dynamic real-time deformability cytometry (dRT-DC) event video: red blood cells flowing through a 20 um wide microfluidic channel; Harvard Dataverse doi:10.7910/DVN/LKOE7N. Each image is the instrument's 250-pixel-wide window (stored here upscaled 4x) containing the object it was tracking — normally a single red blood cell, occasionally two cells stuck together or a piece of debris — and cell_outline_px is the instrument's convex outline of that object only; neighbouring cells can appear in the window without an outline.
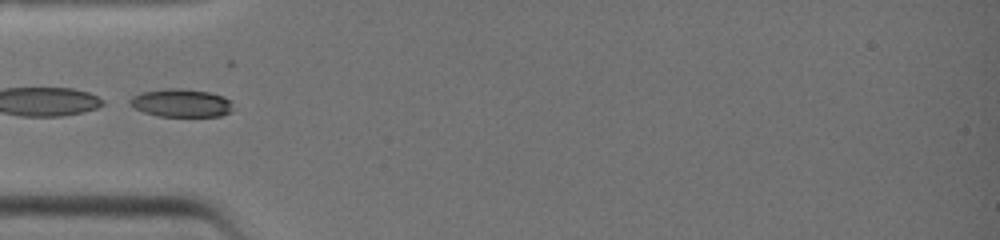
{"species": "common noctule bat (a hibernating species)", "species_latin": "Nyctalus noctula", "temperature_condition": "warm", "stored_images_in_passage": 20, "camera_frame_rate_fps": 3000, "um_per_image_px": 0.085, "animal": {"sex": "female", "body_mass_g": 19.0, "forearm_length_mm": 51.5}, "frame": {"image": 1, "passage_image": 1, "time_ms": 0.0, "image_size_px": [1000, 240], "cell_outline_px": [[232, 100], [228, 112], [220, 116], [156, 116], [144, 112], [128, 104], [128, 100], [132, 96], [140, 92], [164, 88], [184, 88], [208, 92], [224, 96]], "centroid_in_image_um": [15.34, 8.73], "position_along_channel_um": 69.7, "area_um2": 16.94}}
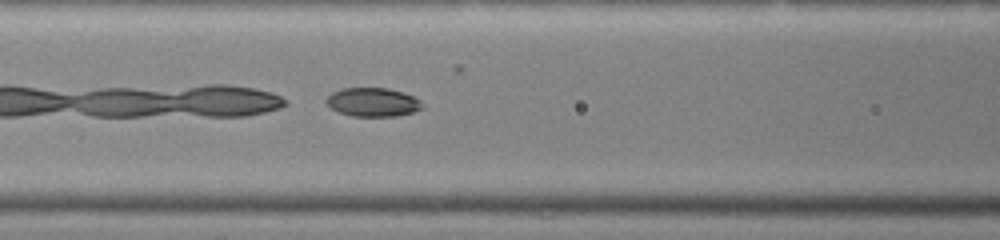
{"frame": {"image": 2, "passage_image": 5, "time_ms": 1.333, "image_size_px": [1000, 240], "cell_outline_px": [[424, 108], [412, 112], [396, 116], [352, 116], [340, 112], [332, 108], [324, 100], [332, 92], [340, 88], [388, 88], [404, 92], [420, 100], [424, 104]], "centroid_in_image_um": [31.71, 8.67], "position_along_channel_um": 134.9, "area_um2": 16.13}}
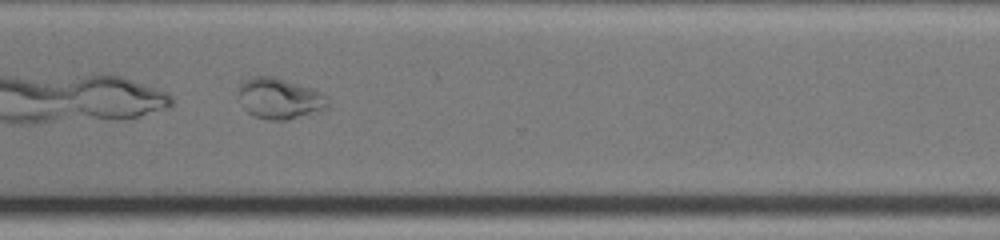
{"frame": {"image": 3, "passage_image": 18, "time_ms": 5.667, "image_size_px": [1000, 240], "cell_outline_px": [[328, 108], [316, 112], [288, 120], [268, 120], [256, 116], [248, 112], [244, 108], [236, 96], [236, 92], [240, 84], [248, 76], [272, 76], [316, 88], [328, 96]], "centroid_in_image_um": [23.76, 8.35], "position_along_channel_um": 346.8, "area_um2": 21.85}}